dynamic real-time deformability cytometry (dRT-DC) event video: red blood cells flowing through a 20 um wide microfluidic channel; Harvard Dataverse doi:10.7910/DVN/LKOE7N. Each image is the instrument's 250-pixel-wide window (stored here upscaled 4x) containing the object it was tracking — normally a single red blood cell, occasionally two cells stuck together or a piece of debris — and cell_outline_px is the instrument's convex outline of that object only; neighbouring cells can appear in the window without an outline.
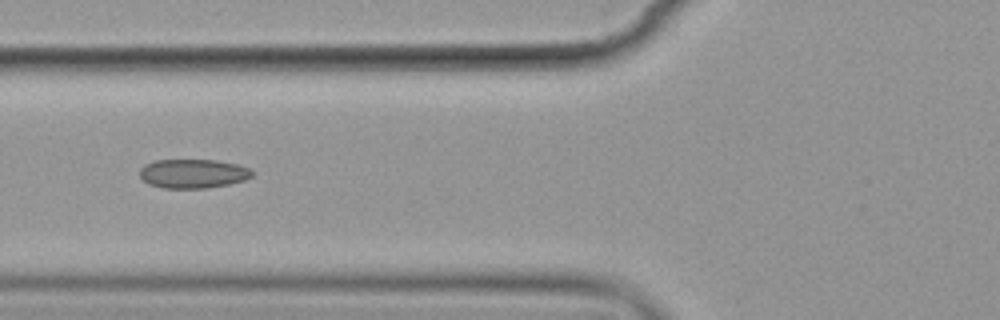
{"species": "common noctule bat (a hibernating species)", "species_latin": "Nyctalus noctula", "temperature_condition": "cold", "stored_images_in_passage": 7, "camera_frame_rate_fps": 3000, "um_per_image_px": 0.085, "animal": {"sex": "female", "body_mass_g": 19.9}, "frame": {"image": 1, "passage_image": 3, "time_ms": 2.333, "image_size_px": [1000, 320], "cell_outline_px": [[252, 176], [244, 180], [228, 184], [208, 188], [164, 188], [148, 184], [140, 176], [140, 168], [144, 164], [156, 160], [216, 160], [240, 164], [248, 168], [252, 172]], "centroid_in_image_um": [16.4, 14.75], "position_along_channel_um": 109.4, "area_um2": 19.07}}
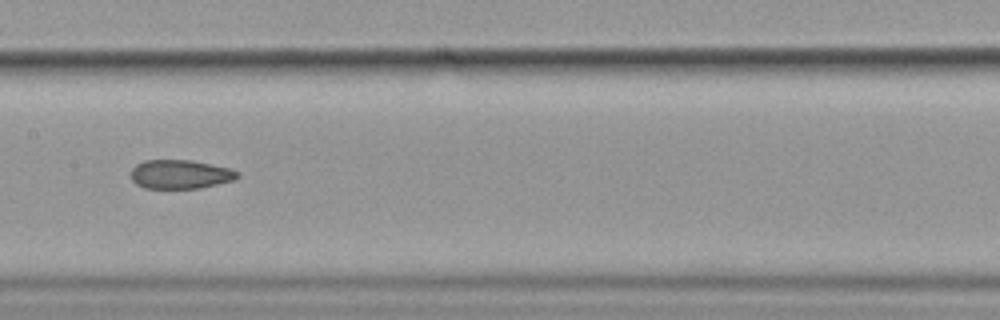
{"frame": {"image": 2, "passage_image": 5, "time_ms": 4.667, "image_size_px": [1000, 320], "cell_outline_px": [[240, 176], [232, 180], [200, 188], [144, 188], [136, 184], [132, 180], [132, 168], [136, 164], [144, 160], [192, 160], [228, 168], [240, 172]], "centroid_in_image_um": [15.31, 14.81], "position_along_channel_um": 192.1, "area_um2": 17.86}}
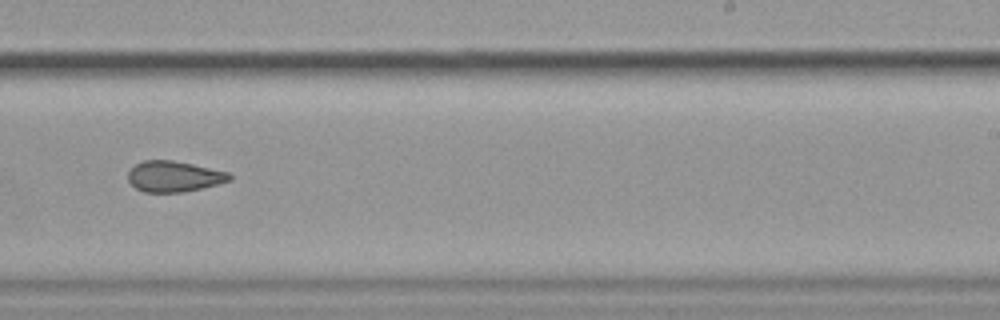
{"frame": {"image": 3, "passage_image": 7, "time_ms": 7.0, "image_size_px": [1000, 320], "cell_outline_px": [[232, 180], [184, 192], [144, 192], [136, 188], [128, 180], [128, 172], [136, 164], [144, 160], [172, 160], [192, 164], [228, 172], [232, 176]], "centroid_in_image_um": [14.78, 14.99], "position_along_channel_um": 274.2, "area_um2": 18.03}}